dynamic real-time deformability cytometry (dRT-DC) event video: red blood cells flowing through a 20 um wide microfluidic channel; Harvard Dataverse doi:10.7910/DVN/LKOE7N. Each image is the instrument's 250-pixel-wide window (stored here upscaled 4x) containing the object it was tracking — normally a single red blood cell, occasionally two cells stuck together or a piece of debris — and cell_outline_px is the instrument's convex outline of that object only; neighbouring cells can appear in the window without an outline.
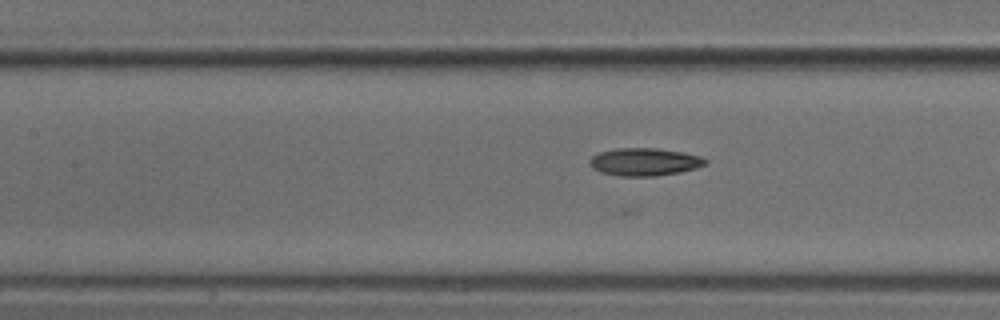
{"species": "common noctule bat (a hibernating species)", "species_latin": "Nyctalus noctula", "temperature_condition": "cold", "stored_images_in_passage": 21, "camera_frame_rate_fps": 3000, "um_per_image_px": 0.085, "animal": {"sex": "male", "body_mass_g": 18.8}, "frame": {"image": 1, "passage_image": 20, "time_ms": 6.333, "image_size_px": [1000, 320], "cell_outline_px": [[708, 164], [696, 168], [680, 172], [656, 176], [616, 176], [600, 172], [592, 168], [588, 164], [588, 160], [592, 156], [600, 152], [616, 148], [660, 148], [684, 152], [700, 156], [708, 160]], "centroid_in_image_um": [54.78, 13.76], "position_along_channel_um": 152.6, "area_um2": 19.02}}